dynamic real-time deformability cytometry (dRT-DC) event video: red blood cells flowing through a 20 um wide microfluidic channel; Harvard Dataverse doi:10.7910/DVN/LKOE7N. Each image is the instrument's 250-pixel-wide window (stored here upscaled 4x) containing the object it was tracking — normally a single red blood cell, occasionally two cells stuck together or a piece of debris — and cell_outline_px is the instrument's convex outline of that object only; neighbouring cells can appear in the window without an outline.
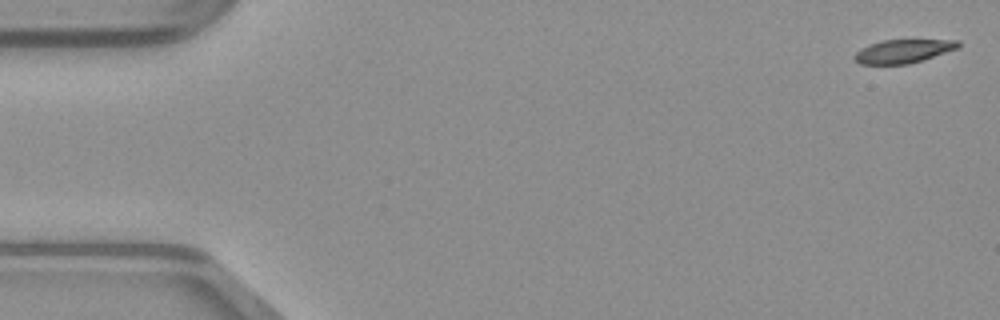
{"species": "common noctule bat (a hibernating species)", "species_latin": "Nyctalus noctula", "temperature_condition": "warm", "stored_images_in_passage": 49, "camera_frame_rate_fps": 3000, "um_per_image_px": 0.085, "animal": {"sex": "male", "body_mass_g": 23.1, "forearm_length_mm": 52.7}, "frame": {"image": 1, "passage_image": 1, "time_ms": 0.0, "image_size_px": [1000, 320], "cell_outline_px": [[960, 48], [908, 64], [860, 64], [852, 56], [860, 48], [868, 44], [880, 40], [960, 40]], "centroid_in_image_um": [76.76, 4.34], "position_along_channel_um": 8.2, "area_um2": 14.28}}
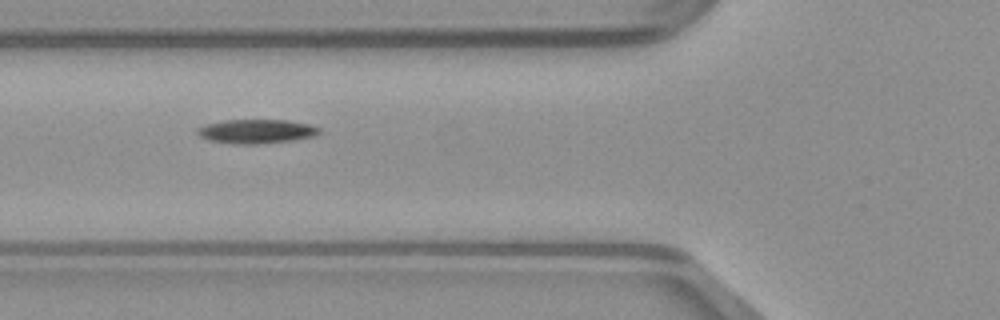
{"frame": {"image": 2, "passage_image": 18, "time_ms": 5.667, "image_size_px": [1000, 320], "cell_outline_px": [[320, 132], [316, 136], [292, 140], [260, 144], [232, 144], [208, 140], [200, 136], [196, 132], [196, 128], [208, 124], [224, 120], [288, 120], [308, 124], [320, 128]], "centroid_in_image_um": [21.79, 11.17], "position_along_channel_um": 104.0, "area_um2": 17.17}}
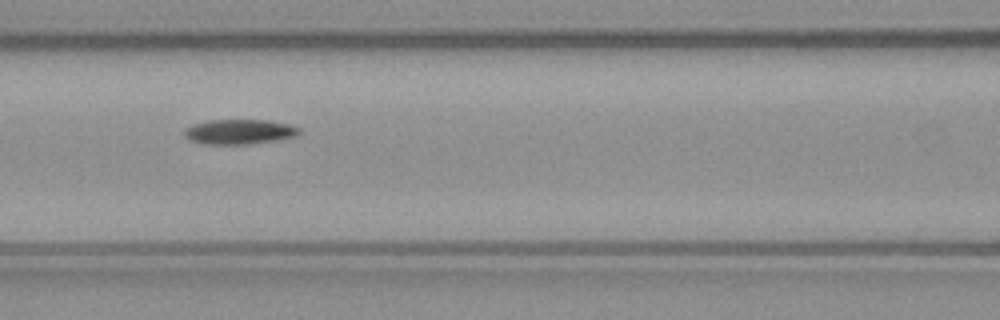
{"frame": {"image": 3, "passage_image": 21, "time_ms": 6.667, "image_size_px": [1000, 320], "cell_outline_px": [[300, 132], [296, 136], [276, 140], [252, 144], [200, 144], [188, 140], [184, 136], [184, 128], [192, 124], [208, 120], [268, 120], [288, 124], [300, 128]], "centroid_in_image_um": [20.29, 11.2], "position_along_channel_um": 146.3, "area_um2": 16.88}}